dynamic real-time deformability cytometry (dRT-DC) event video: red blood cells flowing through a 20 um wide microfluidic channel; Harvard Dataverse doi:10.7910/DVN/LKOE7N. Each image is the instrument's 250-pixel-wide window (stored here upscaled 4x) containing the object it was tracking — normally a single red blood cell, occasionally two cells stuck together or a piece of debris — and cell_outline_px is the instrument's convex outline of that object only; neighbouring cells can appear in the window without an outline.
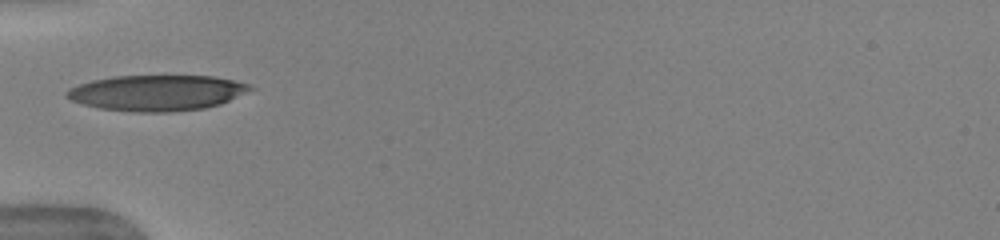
{"species": "human", "species_latin": "Homo sapiens", "temperature_condition": "warm", "stored_images_in_passage": 2, "camera_frame_rate_fps": 3000, "um_per_image_px": 0.085, "donor": {"sex": "female"}, "frame": {"image": 1, "passage_image": 1, "time_ms": 0.0, "image_size_px": [1000, 240], "cell_outline_px": [[256, 88], [220, 104], [204, 108], [172, 112], [132, 112], [100, 108], [84, 104], [72, 100], [64, 96], [64, 92], [68, 88], [92, 80], [116, 76], [212, 76], [232, 80], [248, 84]], "centroid_in_image_um": [13.31, 7.89], "position_along_channel_um": 71.7, "area_um2": 38.09}}